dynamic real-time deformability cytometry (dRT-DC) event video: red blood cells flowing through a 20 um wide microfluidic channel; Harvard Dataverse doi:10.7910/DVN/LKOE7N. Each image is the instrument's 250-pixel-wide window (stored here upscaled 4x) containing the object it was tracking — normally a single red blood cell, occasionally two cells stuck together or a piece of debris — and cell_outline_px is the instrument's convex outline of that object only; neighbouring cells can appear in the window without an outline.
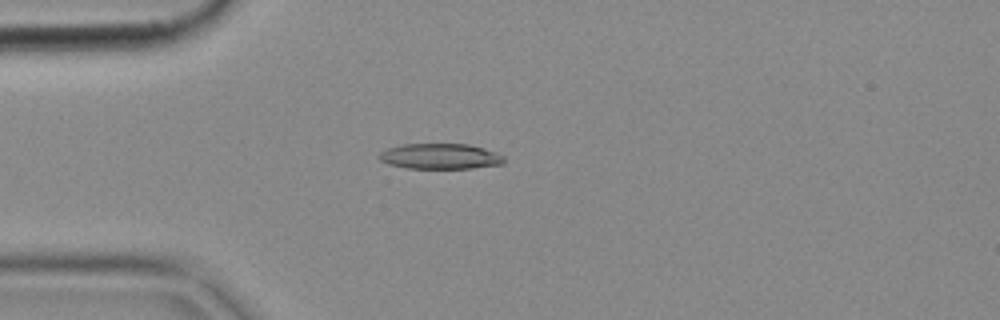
{"species": "common noctule bat (a hibernating species)", "species_latin": "Nyctalus noctula", "temperature_condition": "cold", "stored_images_in_passage": 5, "camera_frame_rate_fps": 3000, "um_per_image_px": 0.085, "animal": {"sex": "female", "body_mass_g": 18.4}, "frame": {"image": 1, "passage_image": 4, "time_ms": 1.0, "image_size_px": [1000, 320], "cell_outline_px": [[504, 164], [472, 168], [408, 168], [388, 164], [380, 160], [376, 156], [380, 152], [388, 148], [404, 144], [468, 144], [484, 148], [496, 152], [504, 156]], "centroid_in_image_um": [37.42, 13.29], "position_along_channel_um": 47.6, "area_um2": 18.61}}